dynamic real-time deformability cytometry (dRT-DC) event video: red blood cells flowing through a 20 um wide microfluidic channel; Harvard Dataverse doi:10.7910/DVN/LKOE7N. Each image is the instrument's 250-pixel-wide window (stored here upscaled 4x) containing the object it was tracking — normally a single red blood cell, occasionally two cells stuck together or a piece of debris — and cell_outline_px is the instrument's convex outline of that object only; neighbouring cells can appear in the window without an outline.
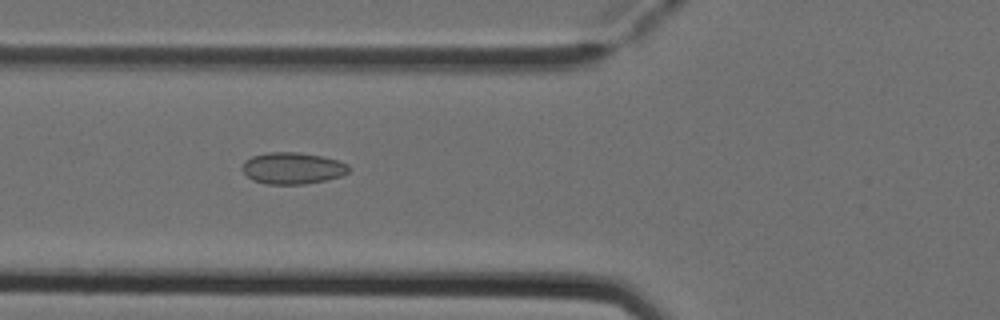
{"species": "Egyptian fruit bat (a non-hibernating species)", "species_latin": "Rousettus aegyptiacus", "temperature_condition": "cold", "stored_images_in_passage": 7, "camera_frame_rate_fps": 3000, "um_per_image_px": 0.085, "animal": {"sex": "female"}, "frame": {"image": 1, "passage_image": 6, "time_ms": 1.667, "image_size_px": [1000, 320], "cell_outline_px": [[348, 172], [340, 176], [324, 180], [304, 184], [268, 184], [252, 180], [240, 168], [244, 160], [252, 156], [268, 152], [296, 152], [320, 156], [336, 160], [348, 164]], "centroid_in_image_um": [24.81, 14.29], "position_along_channel_um": 101.0, "area_um2": 19.48}}
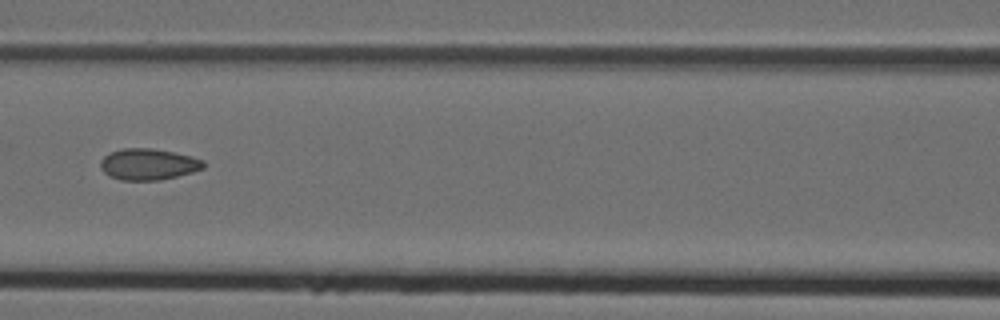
{"frame": {"image": 2, "passage_image": 7, "time_ms": 2.0, "image_size_px": [1000, 320], "cell_outline_px": [[204, 168], [192, 172], [160, 180], [120, 180], [104, 172], [100, 168], [100, 160], [104, 156], [120, 148], [152, 148], [192, 156], [204, 160]], "centroid_in_image_um": [12.6, 13.95], "position_along_channel_um": 154.0, "area_um2": 18.73}}